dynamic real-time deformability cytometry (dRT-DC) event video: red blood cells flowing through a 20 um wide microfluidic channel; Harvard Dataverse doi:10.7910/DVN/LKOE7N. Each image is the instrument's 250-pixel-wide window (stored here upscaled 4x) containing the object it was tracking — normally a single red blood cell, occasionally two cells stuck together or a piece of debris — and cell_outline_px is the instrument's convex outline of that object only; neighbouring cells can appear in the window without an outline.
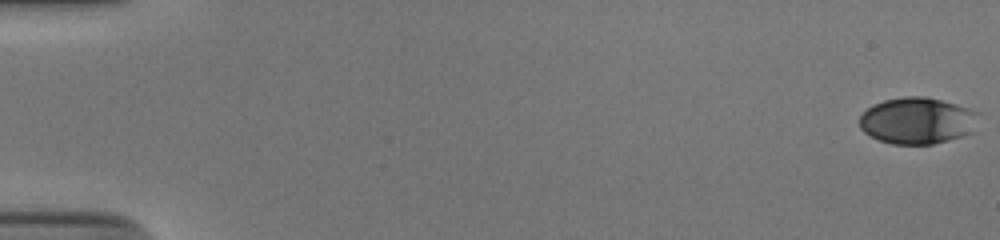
{"species": "human", "species_latin": "Homo sapiens", "temperature_condition": "cold", "stored_images_in_passage": 54, "camera_frame_rate_fps": 3000, "um_per_image_px": 0.085, "donor": {"sex": "male"}, "frame": {"image": 1, "passage_image": 1, "time_ms": 0.0, "image_size_px": [1000, 240], "cell_outline_px": [[980, 112], [976, 132], [948, 140], [932, 144], [892, 144], [868, 136], [860, 128], [860, 116], [872, 104], [884, 100], [904, 96], [924, 96], [956, 104]], "centroid_in_image_um": [78.01, 10.26], "position_along_channel_um": 7.0, "area_um2": 32.71}}
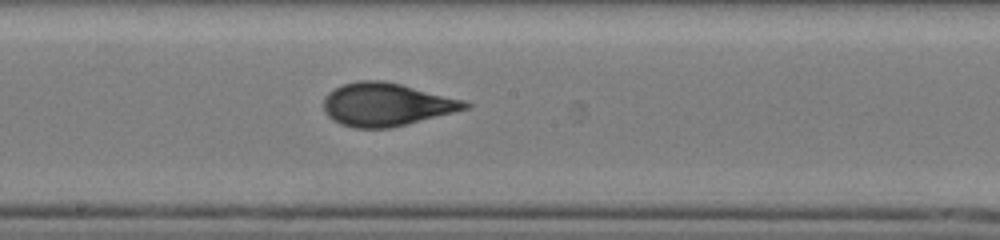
{"frame": {"image": 2, "passage_image": 31, "time_ms": 10.0, "image_size_px": [1000, 240], "cell_outline_px": [[472, 104], [468, 108], [392, 128], [352, 128], [340, 124], [332, 120], [324, 112], [324, 96], [328, 92], [344, 84], [360, 80], [380, 80], [400, 84], [464, 100]], "centroid_in_image_um": [32.8, 8.89], "position_along_channel_um": 215.4, "area_um2": 35.32}}
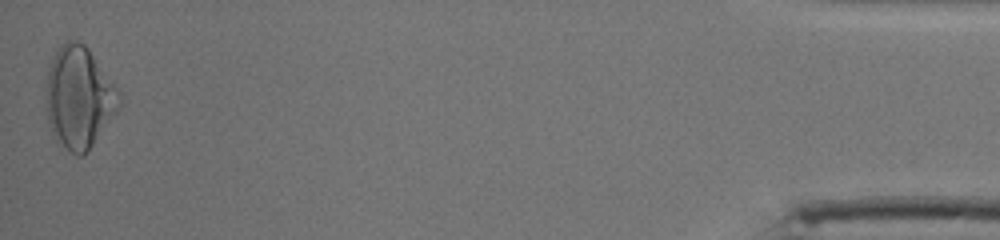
{"frame": {"image": 3, "passage_image": 54, "time_ms": 17.667, "image_size_px": [1000, 240], "cell_outline_px": [[124, 104], [92, 144], [80, 156], [76, 156], [56, 140], [52, 132], [48, 120], [48, 68], [60, 44], [68, 40], [76, 40], [84, 44], [88, 48], [120, 92]], "centroid_in_image_um": [6.76, 8.27], "position_along_channel_um": 428.4, "area_um2": 42.77}, "authors_computed_cell_mechanics": {"area_um2": 34.7378, "velocity_mm_per_s": 3.8896, "shape_relaxation_time_tau1_ms": 4.65, "shape_relaxation_time_tau2_ms": 0.7843, "deformation_change_tau1": 0.1672, "deformation_change_tau2": 0.0552}}